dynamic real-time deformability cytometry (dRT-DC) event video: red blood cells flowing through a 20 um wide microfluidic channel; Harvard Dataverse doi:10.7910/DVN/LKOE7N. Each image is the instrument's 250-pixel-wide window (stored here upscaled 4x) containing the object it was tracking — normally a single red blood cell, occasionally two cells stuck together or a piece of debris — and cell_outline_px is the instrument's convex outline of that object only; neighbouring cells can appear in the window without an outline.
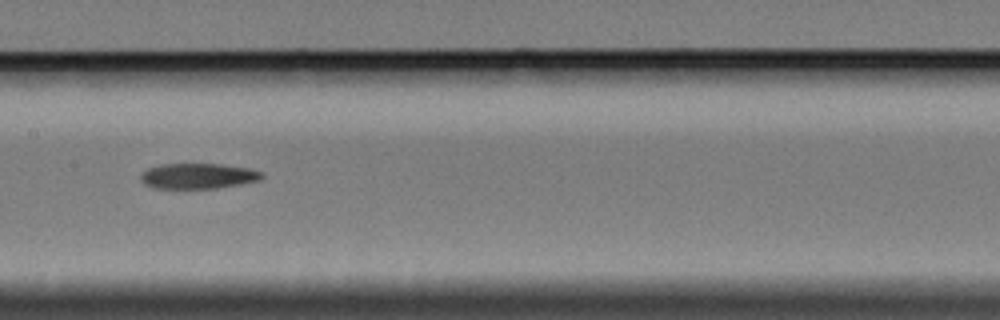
{"species": "Egyptian fruit bat (a non-hibernating species)", "species_latin": "Rousettus aegyptiacus", "temperature_condition": "cold", "stored_images_in_passage": 17, "camera_frame_rate_fps": 3000, "um_per_image_px": 0.085, "animal": {"sex": "female"}, "frame": {"image": 1, "passage_image": 8, "time_ms": 9.667, "image_size_px": [1000, 320], "cell_outline_px": [[264, 176], [260, 180], [240, 184], [216, 188], [156, 188], [144, 184], [140, 180], [140, 176], [148, 168], [160, 164], [220, 164], [248, 168], [264, 172]], "centroid_in_image_um": [16.85, 14.96], "position_along_channel_um": 190.6, "area_um2": 17.92}}
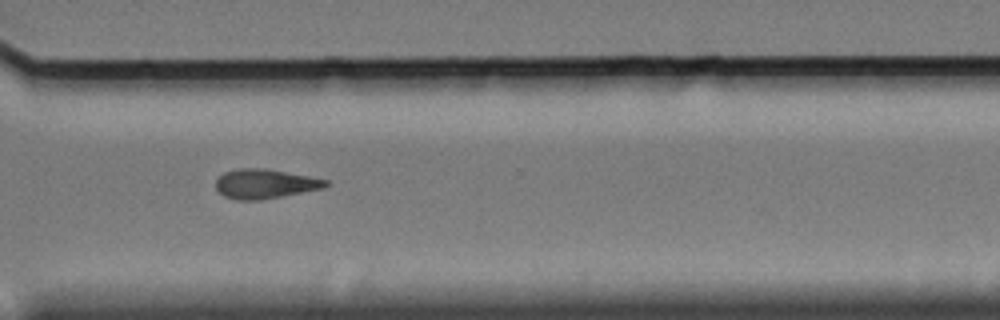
{"frame": {"image": 2, "passage_image": 12, "time_ms": 14.333, "image_size_px": [1000, 320], "cell_outline_px": [[332, 184], [324, 188], [260, 200], [236, 200], [224, 196], [216, 188], [216, 180], [224, 172], [240, 168], [264, 168], [308, 176], [328, 180]], "centroid_in_image_um": [22.54, 15.63], "position_along_channel_um": 348.1, "area_um2": 18.79}}
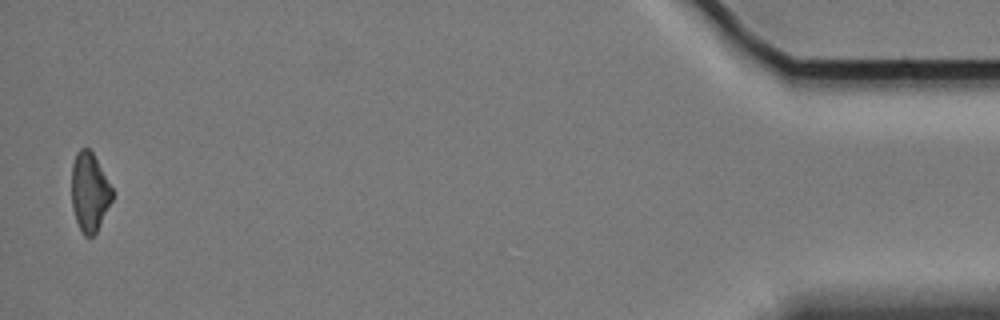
{"frame": {"image": 3, "passage_image": 17, "time_ms": 21.333, "image_size_px": [1000, 320], "cell_outline_px": [[112, 200], [96, 232], [92, 236], [84, 236], [76, 220], [72, 208], [72, 164], [76, 152], [80, 148], [88, 148], [92, 152], [112, 188]], "centroid_in_image_um": [7.59, 16.31], "position_along_channel_um": 427.6, "area_um2": 18.38}}